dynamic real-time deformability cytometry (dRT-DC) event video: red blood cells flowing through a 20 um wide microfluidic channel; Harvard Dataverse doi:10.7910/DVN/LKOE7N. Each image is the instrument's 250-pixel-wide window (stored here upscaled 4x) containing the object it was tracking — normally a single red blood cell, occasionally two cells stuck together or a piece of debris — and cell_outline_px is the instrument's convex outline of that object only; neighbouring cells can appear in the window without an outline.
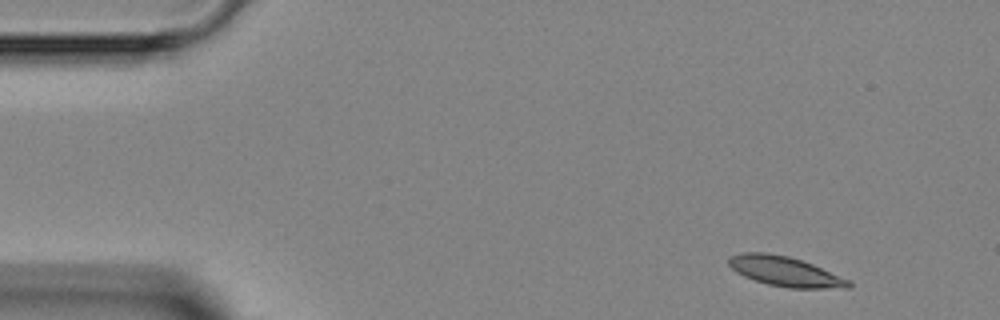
{"species": "Egyptian fruit bat (a non-hibernating species)", "species_latin": "Rousettus aegyptiacus", "temperature_condition": "room temperature", "stored_images_in_passage": 3, "camera_frame_rate_fps": 3000, "um_per_image_px": 0.085, "animal": {"sex": "female"}, "frame": {"image": 1, "passage_image": 1, "time_ms": 0.0, "image_size_px": [1000, 320], "cell_outline_px": [[852, 288], [788, 288], [768, 284], [744, 276], [736, 272], [728, 264], [728, 260], [732, 256], [740, 252], [764, 252], [788, 256], [812, 264], [848, 280], [852, 284]], "centroid_in_image_um": [66.71, 23.07], "position_along_channel_um": 18.3, "area_um2": 20.52}}
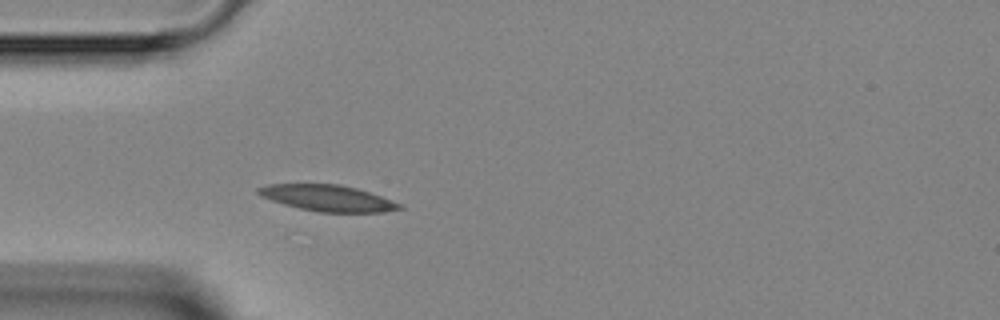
{"frame": {"image": 2, "passage_image": 3, "time_ms": 3.0, "image_size_px": [1000, 320], "cell_outline_px": [[404, 208], [384, 212], [320, 212], [300, 208], [284, 204], [260, 196], [256, 192], [256, 188], [268, 184], [340, 184], [356, 188], [380, 196], [400, 204]], "centroid_in_image_um": [27.81, 16.83], "position_along_channel_um": 57.2, "area_um2": 21.33}}